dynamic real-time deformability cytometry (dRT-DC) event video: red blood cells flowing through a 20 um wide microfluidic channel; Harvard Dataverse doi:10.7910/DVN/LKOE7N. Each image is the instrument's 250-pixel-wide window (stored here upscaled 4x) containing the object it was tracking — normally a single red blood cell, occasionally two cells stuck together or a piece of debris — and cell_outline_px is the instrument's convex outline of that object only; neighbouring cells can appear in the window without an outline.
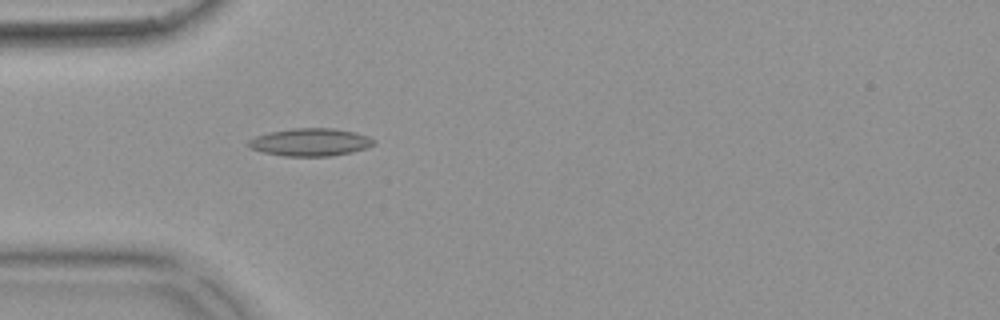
{"species": "common noctule bat (a hibernating species)", "species_latin": "Nyctalus noctula", "temperature_condition": "warm", "stored_images_in_passage": 54, "camera_frame_rate_fps": 3000, "um_per_image_px": 0.085, "animal": {"sex": "female", "body_mass_g": 18.4}, "frame": {"image": 1, "passage_image": 16, "time_ms": 5.0, "image_size_px": [1000, 320], "cell_outline_px": [[376, 140], [372, 144], [364, 148], [352, 152], [328, 156], [284, 156], [264, 152], [252, 148], [248, 144], [248, 140], [256, 136], [268, 132], [292, 128], [332, 128], [356, 132], [368, 136]], "centroid_in_image_um": [26.37, 12.07], "position_along_channel_um": 58.6, "area_um2": 20.06}}
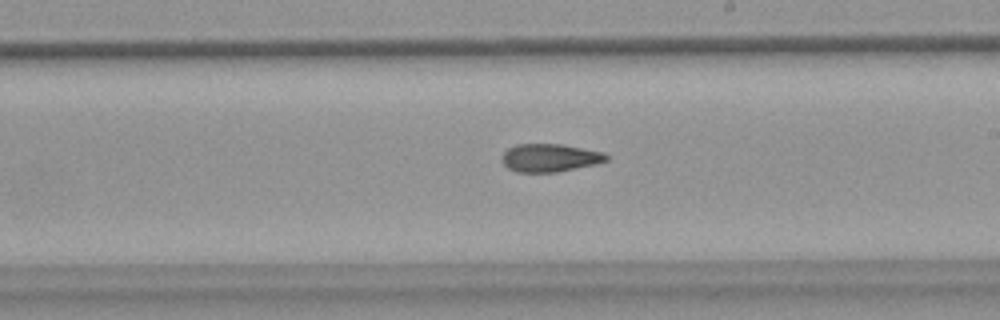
{"frame": {"image": 2, "passage_image": 31, "time_ms": 10.0, "image_size_px": [1000, 320], "cell_outline_px": [[608, 160], [596, 164], [556, 172], [516, 172], [508, 168], [500, 160], [500, 156], [508, 148], [516, 144], [564, 144], [604, 152], [608, 156]], "centroid_in_image_um": [46.72, 13.4], "position_along_channel_um": 242.3, "area_um2": 17.22}}
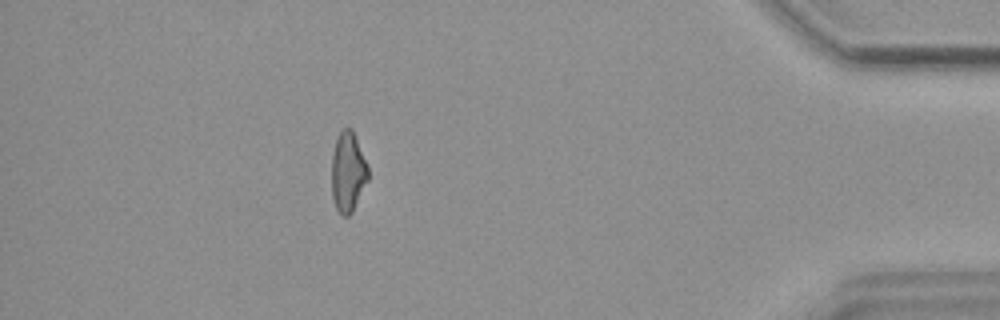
{"frame": {"image": 3, "passage_image": 48, "time_ms": 15.667, "image_size_px": [1000, 320], "cell_outline_px": [[368, 180], [352, 212], [348, 216], [344, 216], [336, 208], [332, 200], [332, 152], [336, 140], [340, 132], [344, 128], [352, 128], [368, 164]], "centroid_in_image_um": [29.58, 14.61], "position_along_channel_um": 405.6, "area_um2": 17.05}, "authors_computed_cell_mechanics": {"area_um2": 17.6868, "velocity_mm_per_s": 3.7532, "shape_relaxation_time_tau1_ms": null, "shape_relaxation_time_tau2_ms": 4.4954, "deformation_change_tau1": null, "deformation_change_tau2": 0.1242}}